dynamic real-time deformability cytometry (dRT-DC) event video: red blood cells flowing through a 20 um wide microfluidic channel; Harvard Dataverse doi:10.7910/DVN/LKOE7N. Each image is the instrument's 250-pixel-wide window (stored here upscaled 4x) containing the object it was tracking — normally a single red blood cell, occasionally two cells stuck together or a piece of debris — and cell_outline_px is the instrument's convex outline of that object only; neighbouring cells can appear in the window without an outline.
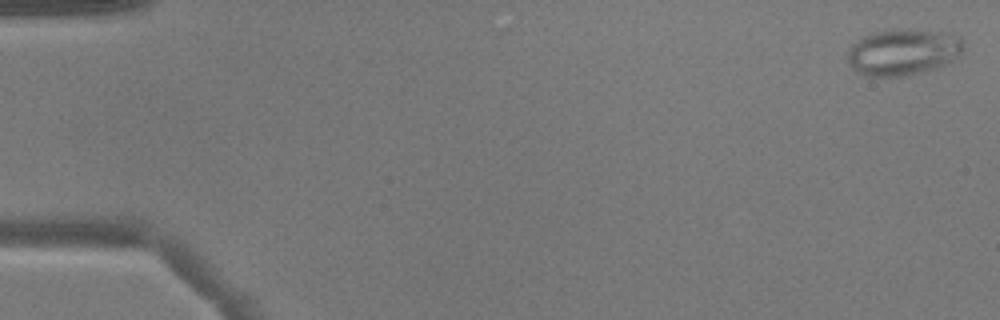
{"species": "common noctule bat (a hibernating species)", "species_latin": "Nyctalus noctula", "temperature_condition": "warm", "stored_images_in_passage": 12, "camera_frame_rate_fps": 3000, "um_per_image_px": 0.085, "animal": {"sex": "male", "body_mass_g": 17.9}, "frame": {"image": 1, "passage_image": 1, "time_ms": 0.0, "image_size_px": [1000, 320], "cell_outline_px": [[964, 48], [960, 52], [944, 64], [936, 68], [904, 76], [864, 76], [852, 68], [848, 60], [848, 48], [852, 44], [864, 36], [872, 32], [896, 28], [900, 28], [940, 32], [960, 36], [964, 44]], "centroid_in_image_um": [76.71, 4.41], "position_along_channel_um": 8.3, "area_um2": 31.15}}